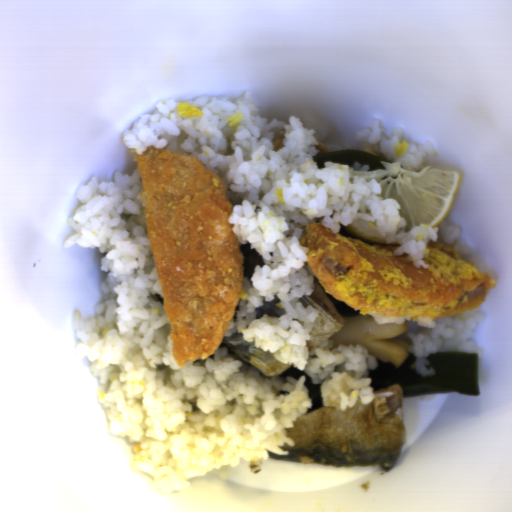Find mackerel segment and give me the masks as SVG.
Wrapping results in <instances>:
<instances>
[{
    "label": "mackerel segment",
    "instance_id": "obj_5",
    "mask_svg": "<svg viewBox=\"0 0 512 512\" xmlns=\"http://www.w3.org/2000/svg\"><path fill=\"white\" fill-rule=\"evenodd\" d=\"M280 299L277 295H274L273 301H264L262 306L255 307V319H260L262 316L267 315L268 317H277L287 315L286 309L277 307L276 304L280 303Z\"/></svg>",
    "mask_w": 512,
    "mask_h": 512
},
{
    "label": "mackerel segment",
    "instance_id": "obj_2",
    "mask_svg": "<svg viewBox=\"0 0 512 512\" xmlns=\"http://www.w3.org/2000/svg\"><path fill=\"white\" fill-rule=\"evenodd\" d=\"M221 343L227 346L242 361L251 364L266 377L278 375L294 365L280 361L269 351L258 348L253 342L245 339L242 332H234L230 336L224 335Z\"/></svg>",
    "mask_w": 512,
    "mask_h": 512
},
{
    "label": "mackerel segment",
    "instance_id": "obj_4",
    "mask_svg": "<svg viewBox=\"0 0 512 512\" xmlns=\"http://www.w3.org/2000/svg\"><path fill=\"white\" fill-rule=\"evenodd\" d=\"M240 253L244 257L243 276H246L253 287L252 276L256 266H262L264 259L258 250H255L250 242L240 243Z\"/></svg>",
    "mask_w": 512,
    "mask_h": 512
},
{
    "label": "mackerel segment",
    "instance_id": "obj_3",
    "mask_svg": "<svg viewBox=\"0 0 512 512\" xmlns=\"http://www.w3.org/2000/svg\"><path fill=\"white\" fill-rule=\"evenodd\" d=\"M299 302L305 308L307 306H312V308L318 309L329 314L339 326H343L345 322L344 319L342 318V316L345 315L338 312L335 305L327 296L326 291L319 282L318 278H316L315 276L314 292L311 295H302Z\"/></svg>",
    "mask_w": 512,
    "mask_h": 512
},
{
    "label": "mackerel segment",
    "instance_id": "obj_1",
    "mask_svg": "<svg viewBox=\"0 0 512 512\" xmlns=\"http://www.w3.org/2000/svg\"><path fill=\"white\" fill-rule=\"evenodd\" d=\"M389 391L392 397H378L363 403L358 395L354 407L336 406L305 412L283 428L293 440L280 448L286 455L266 450L270 461L322 464L339 467H374L389 471L396 466L406 444L408 426L404 417L400 385H390L374 394Z\"/></svg>",
    "mask_w": 512,
    "mask_h": 512
}]
</instances>
